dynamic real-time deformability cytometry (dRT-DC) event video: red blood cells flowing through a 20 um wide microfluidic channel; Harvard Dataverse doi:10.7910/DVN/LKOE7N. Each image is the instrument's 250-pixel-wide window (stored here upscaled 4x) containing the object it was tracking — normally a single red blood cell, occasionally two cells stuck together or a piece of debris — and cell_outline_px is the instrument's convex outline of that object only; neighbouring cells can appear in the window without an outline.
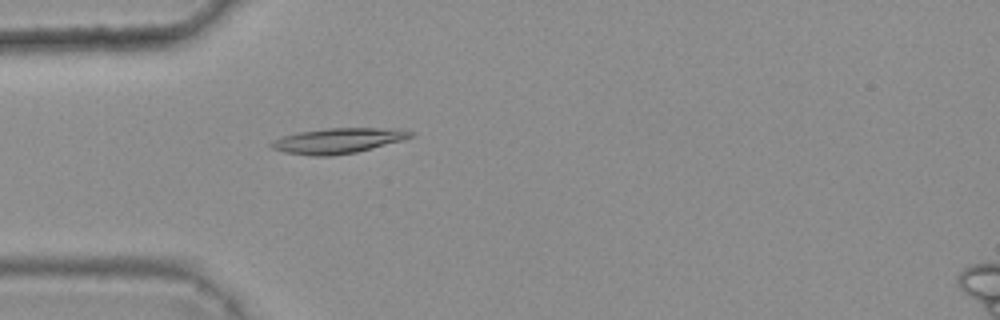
{"species": "common noctule bat (a hibernating species)", "species_latin": "Nyctalus noctula", "temperature_condition": "warm", "stored_images_in_passage": 2, "camera_frame_rate_fps": 3000, "um_per_image_px": 0.085, "animal": {"sex": "female", "body_mass_g": 25.1}, "frame": {"image": 1, "passage_image": 2, "time_ms": 0.333, "image_size_px": [1000, 320], "cell_outline_px": [[416, 132], [412, 136], [400, 140], [372, 148], [356, 152], [328, 156], [312, 156], [284, 152], [272, 148], [268, 144], [272, 140], [296, 132], [328, 128], [396, 128]], "centroid_in_image_um": [28.69, 11.95], "position_along_channel_um": 56.3, "area_um2": 20.46}}